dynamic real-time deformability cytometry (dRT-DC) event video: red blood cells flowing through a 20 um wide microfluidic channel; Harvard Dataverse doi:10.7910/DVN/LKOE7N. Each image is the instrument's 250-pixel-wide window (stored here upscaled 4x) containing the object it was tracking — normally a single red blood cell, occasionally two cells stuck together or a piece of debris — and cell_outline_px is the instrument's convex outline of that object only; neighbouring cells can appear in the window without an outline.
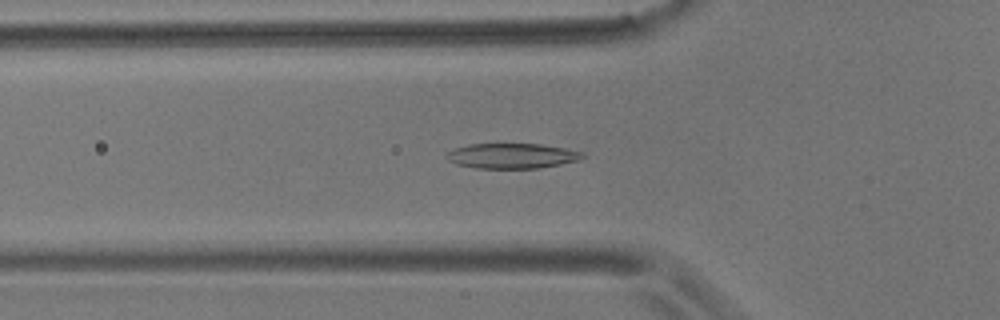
{"species": "common noctule bat (a hibernating species)", "species_latin": "Nyctalus noctula", "temperature_condition": "room temperature", "stored_images_in_passage": 9, "camera_frame_rate_fps": 3000, "um_per_image_px": 0.085, "animal": {"sex": "male", "body_mass_g": 17.9}, "frame": {"image": 1, "passage_image": 7, "time_ms": 2.0, "image_size_px": [1000, 320], "cell_outline_px": [[584, 156], [580, 160], [540, 168], [476, 168], [456, 164], [448, 160], [444, 156], [448, 152], [456, 148], [468, 144], [540, 144], [564, 148], [584, 152]], "centroid_in_image_um": [43.51, 13.25], "position_along_channel_um": 82.3, "area_um2": 19.88}}